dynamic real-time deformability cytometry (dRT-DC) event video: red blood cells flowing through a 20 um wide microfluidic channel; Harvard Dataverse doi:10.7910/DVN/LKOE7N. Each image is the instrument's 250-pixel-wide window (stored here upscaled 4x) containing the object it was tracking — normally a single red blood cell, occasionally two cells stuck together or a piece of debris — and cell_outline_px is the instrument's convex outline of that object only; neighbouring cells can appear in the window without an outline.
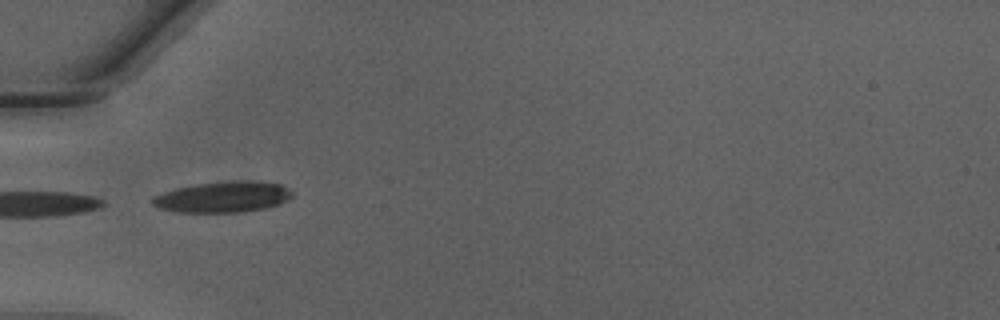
{"species": "Egyptian fruit bat (a non-hibernating species)", "species_latin": "Rousettus aegyptiacus", "temperature_condition": "warm", "stored_images_in_passage": 7, "camera_frame_rate_fps": 3000, "um_per_image_px": 0.085, "animal": {"sex": "male"}, "frame": {"image": 1, "passage_image": 1, "time_ms": 0.0, "image_size_px": [1000, 320], "cell_outline_px": [[292, 196], [280, 204], [264, 208], [244, 212], [176, 212], [160, 208], [152, 204], [152, 196], [176, 188], [196, 184], [232, 180], [244, 180], [280, 184], [292, 192]], "centroid_in_image_um": [18.93, 16.74], "position_along_channel_um": 66.1, "area_um2": 25.09}}